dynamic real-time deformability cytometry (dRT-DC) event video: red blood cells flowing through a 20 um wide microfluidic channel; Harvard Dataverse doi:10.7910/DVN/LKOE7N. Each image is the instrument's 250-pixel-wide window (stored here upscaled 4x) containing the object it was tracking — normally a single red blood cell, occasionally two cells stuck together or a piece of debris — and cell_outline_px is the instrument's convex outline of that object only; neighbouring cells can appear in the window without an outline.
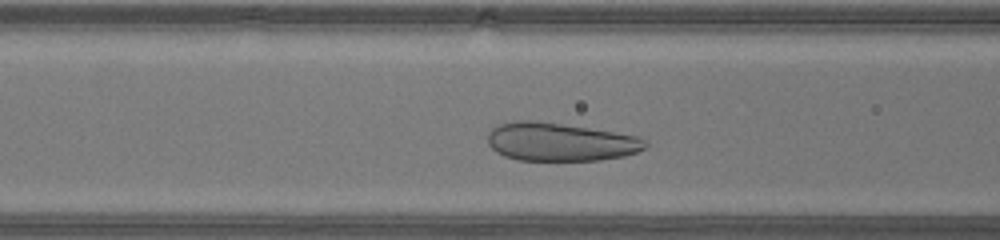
{"species": "human", "species_latin": "Homo sapiens", "temperature_condition": "warm", "stored_images_in_passage": 28, "camera_frame_rate_fps": 3000, "um_per_image_px": 0.085, "donor": {"sex": "male"}, "frame": {"image": 1, "passage_image": 10, "time_ms": 3.0, "image_size_px": [1000, 240], "cell_outline_px": [[648, 144], [644, 148], [636, 152], [624, 156], [600, 160], [516, 160], [504, 156], [496, 152], [488, 144], [488, 132], [492, 128], [500, 124], [512, 120], [532, 120], [588, 128], [640, 136], [648, 140]], "centroid_in_image_um": [47.61, 12.06], "position_along_channel_um": 119.0, "area_um2": 35.2}}
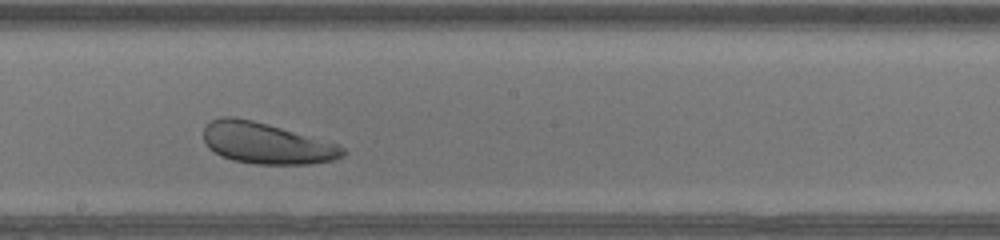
{"frame": {"image": 2, "passage_image": 17, "time_ms": 5.333, "image_size_px": [1000, 240], "cell_outline_px": [[348, 152], [332, 160], [308, 164], [256, 164], [232, 160], [220, 156], [208, 148], [204, 140], [204, 128], [212, 120], [220, 116], [236, 116], [268, 124], [336, 144], [344, 148]], "centroid_in_image_um": [22.58, 12.17], "position_along_channel_um": 225.6, "area_um2": 33.12}}
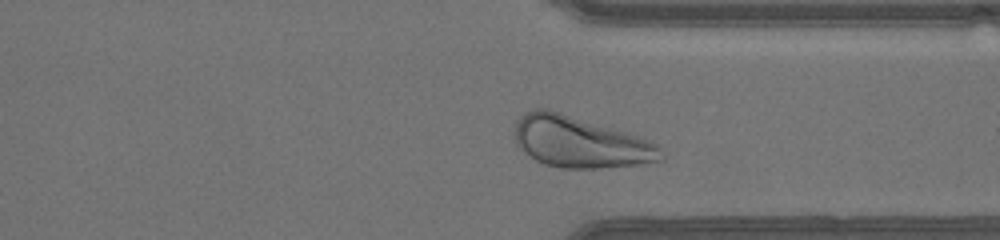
{"frame": {"image": 3, "passage_image": 26, "time_ms": 8.333, "image_size_px": [1000, 240], "cell_outline_px": [[664, 160], [640, 164], [600, 168], [560, 168], [544, 164], [536, 160], [516, 144], [516, 120], [524, 112], [536, 108], [548, 108], [624, 132], [648, 140], [656, 144], [660, 148], [664, 156]], "centroid_in_image_um": [49.29, 12.08], "position_along_channel_um": 362.1, "area_um2": 43.23}}